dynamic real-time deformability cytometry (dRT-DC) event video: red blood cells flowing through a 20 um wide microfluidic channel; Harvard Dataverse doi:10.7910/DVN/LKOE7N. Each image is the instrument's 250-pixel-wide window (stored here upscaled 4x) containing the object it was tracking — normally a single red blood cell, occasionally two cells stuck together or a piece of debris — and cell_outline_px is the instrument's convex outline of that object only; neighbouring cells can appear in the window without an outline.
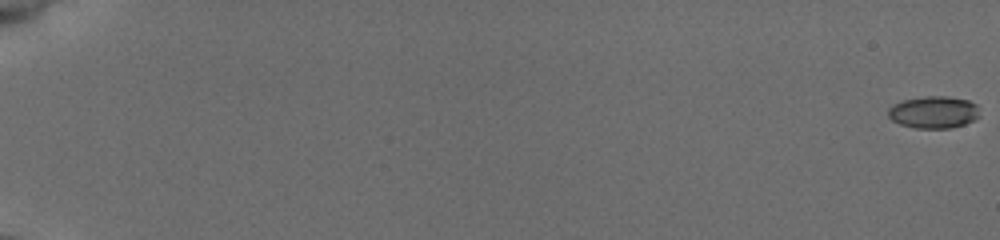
{"species": "common noctule bat (a hibernating species)", "species_latin": "Nyctalus noctula", "temperature_condition": "cold", "stored_images_in_passage": 45, "camera_frame_rate_fps": 3000, "um_per_image_px": 0.085, "animal": {"sex": "female", "body_mass_g": 19.5, "forearm_length_mm": 54.1}, "frame": {"image": 1, "passage_image": 1, "time_ms": 0.0, "image_size_px": [1000, 240], "cell_outline_px": [[980, 116], [976, 120], [952, 128], [916, 128], [900, 124], [892, 120], [888, 116], [888, 108], [892, 104], [904, 100], [924, 96], [948, 96], [968, 100], [976, 104]], "centroid_in_image_um": [79.37, 9.53], "position_along_channel_um": 5.6, "area_um2": 17.28}}
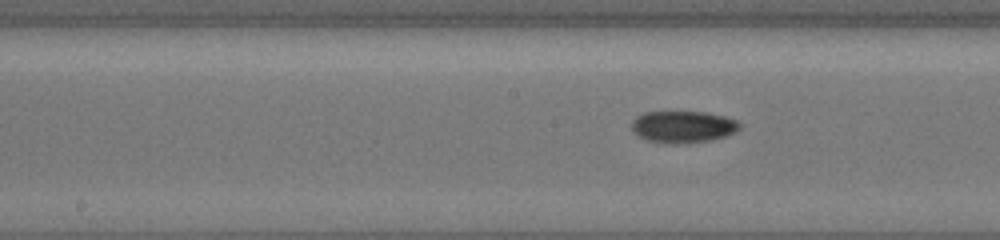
{"frame": {"image": 2, "passage_image": 26, "time_ms": 8.333, "image_size_px": [1000, 240], "cell_outline_px": [[740, 128], [736, 132], [712, 140], [684, 144], [672, 144], [648, 140], [636, 136], [632, 132], [632, 120], [636, 116], [644, 112], [708, 112], [724, 116], [736, 120], [740, 124]], "centroid_in_image_um": [58.03, 10.78], "position_along_channel_um": 190.2, "area_um2": 20.29}}
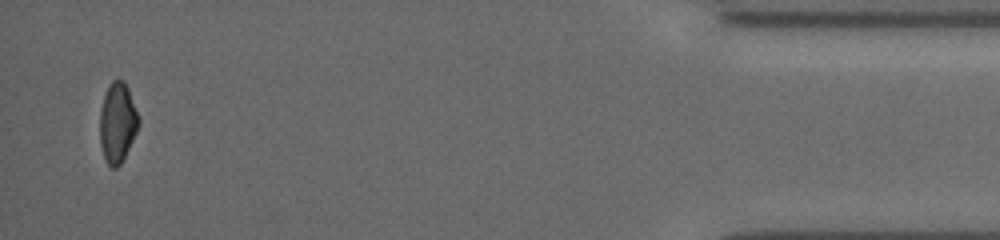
{"frame": {"image": 3, "passage_image": 45, "time_ms": 14.667, "image_size_px": [1000, 240], "cell_outline_px": [[140, 124], [120, 164], [116, 168], [112, 168], [104, 160], [100, 144], [100, 108], [104, 96], [112, 80], [124, 80], [128, 88], [140, 120]], "centroid_in_image_um": [9.97, 10.43], "position_along_channel_um": 425.2, "area_um2": 17.92}, "authors_computed_cell_mechanics": {"area_um2": 18.6694, "velocity_mm_per_s": 3.9755, "shape_relaxation_time_tau1_ms": 2.8509, "shape_relaxation_time_tau2_ms": null, "deformation_change_tau1": 0.0983, "deformation_change_tau2": null}}